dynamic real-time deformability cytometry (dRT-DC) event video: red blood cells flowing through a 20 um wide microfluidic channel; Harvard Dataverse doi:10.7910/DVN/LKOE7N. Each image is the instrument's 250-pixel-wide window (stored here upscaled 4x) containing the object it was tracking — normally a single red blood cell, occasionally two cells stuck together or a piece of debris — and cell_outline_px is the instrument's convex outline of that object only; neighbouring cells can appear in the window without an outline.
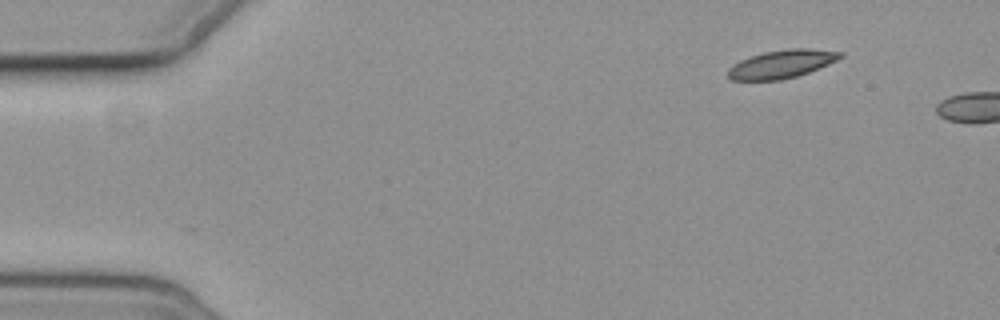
{"species": "common noctule bat (a hibernating species)", "species_latin": "Nyctalus noctula", "temperature_condition": "cold", "stored_images_in_passage": 2, "camera_frame_rate_fps": 3000, "um_per_image_px": 0.085, "animal": {"sex": "female", "body_mass_g": 19.3, "forearm_length_mm": 54.1}, "frame": {"image": 1, "passage_image": 1, "time_ms": 0.0, "image_size_px": [1000, 320], "cell_outline_px": [[844, 56], [828, 64], [808, 72], [796, 76], [780, 80], [728, 80], [728, 68], [732, 64], [740, 60], [764, 52], [788, 48], [808, 48], [844, 52]], "centroid_in_image_um": [66.43, 5.44], "position_along_channel_um": 18.6, "area_um2": 18.44}}